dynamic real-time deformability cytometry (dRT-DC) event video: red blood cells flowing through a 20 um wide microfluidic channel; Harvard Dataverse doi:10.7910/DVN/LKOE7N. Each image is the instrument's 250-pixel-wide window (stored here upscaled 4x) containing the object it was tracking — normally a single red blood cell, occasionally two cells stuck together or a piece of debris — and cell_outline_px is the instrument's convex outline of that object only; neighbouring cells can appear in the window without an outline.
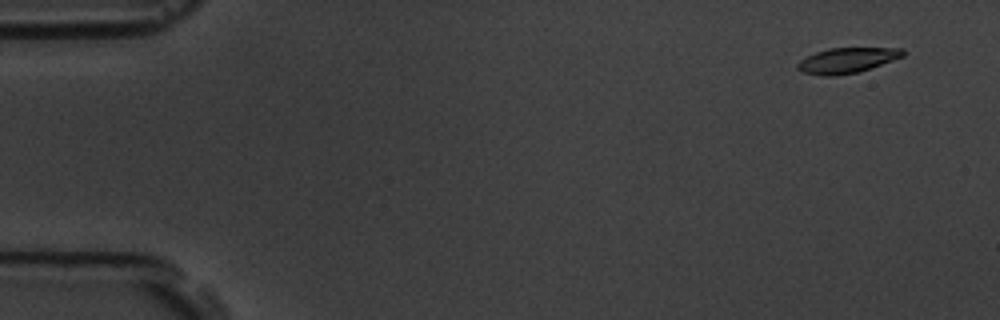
{"species": "common noctule bat (a hibernating species)", "species_latin": "Nyctalus noctula", "temperature_condition": "room temperature", "stored_images_in_passage": 4, "camera_frame_rate_fps": 3000, "um_per_image_px": 0.085, "animal": {"sex": "male", "body_mass_g": 19.5, "forearm_length_mm": 54.6}, "frame": {"image": 1, "passage_image": 1, "time_ms": 0.0, "image_size_px": [1000, 320], "cell_outline_px": [[904, 56], [856, 72], [836, 76], [824, 76], [800, 72], [796, 68], [796, 64], [800, 60], [816, 52], [828, 48], [904, 48]], "centroid_in_image_um": [71.94, 5.13], "position_along_channel_um": 13.1, "area_um2": 15.37}}